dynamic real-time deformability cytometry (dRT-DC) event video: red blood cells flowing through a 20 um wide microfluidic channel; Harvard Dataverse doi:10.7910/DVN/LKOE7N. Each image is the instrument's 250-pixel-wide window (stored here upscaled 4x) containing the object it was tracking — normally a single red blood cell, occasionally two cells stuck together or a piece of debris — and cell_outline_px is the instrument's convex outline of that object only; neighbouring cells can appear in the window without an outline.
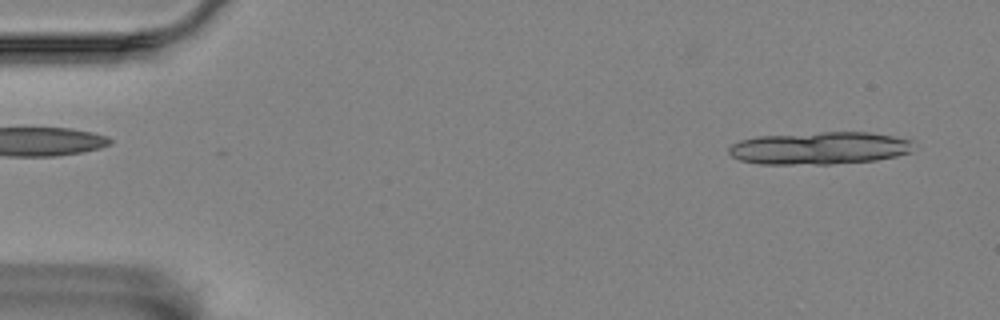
{"species": "Egyptian fruit bat (a non-hibernating species)", "species_latin": "Rousettus aegyptiacus", "temperature_condition": "room temperature", "stored_images_in_passage": 5, "camera_frame_rate_fps": 3000, "um_per_image_px": 0.085, "animal": {"sex": "female"}, "frame": {"image": 1, "passage_image": 2, "time_ms": 0.333, "image_size_px": [1000, 320], "cell_outline_px": [[912, 152], [896, 156], [876, 160], [828, 164], [760, 164], [740, 160], [732, 156], [728, 152], [728, 148], [732, 144], [740, 140], [756, 136], [820, 132], [868, 132], [892, 136], [912, 140]], "centroid_in_image_um": [69.64, 12.59], "position_along_channel_um": 15.4, "area_um2": 35.08}}